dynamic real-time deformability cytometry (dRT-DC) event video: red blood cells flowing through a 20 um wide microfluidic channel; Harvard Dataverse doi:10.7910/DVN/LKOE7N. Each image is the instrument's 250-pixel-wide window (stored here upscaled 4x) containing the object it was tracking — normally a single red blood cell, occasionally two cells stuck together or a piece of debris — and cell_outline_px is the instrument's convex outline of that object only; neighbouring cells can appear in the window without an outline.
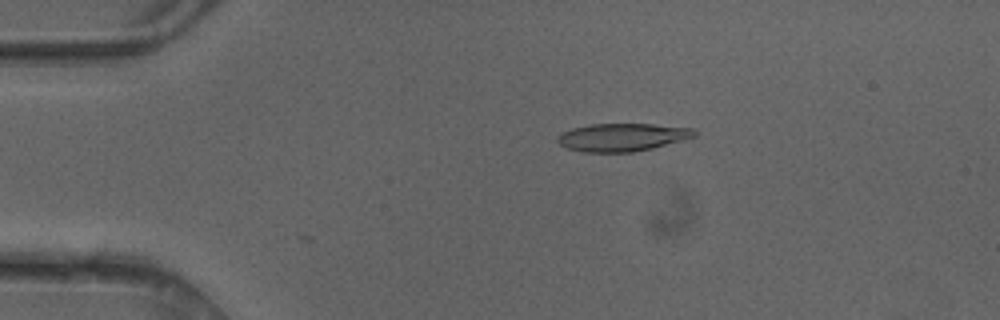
{"species": "common noctule bat (a hibernating species)", "species_latin": "Nyctalus noctula", "temperature_condition": "cold", "stored_images_in_passage": 35, "camera_frame_rate_fps": 3000, "um_per_image_px": 0.085, "animal": {"sex": "female"}, "frame": {"image": 1, "passage_image": 3, "time_ms": 0.667, "image_size_px": [1000, 320], "cell_outline_px": [[696, 136], [684, 140], [652, 148], [632, 152], [584, 152], [568, 148], [560, 144], [556, 140], [556, 136], [560, 132], [572, 128], [588, 124], [652, 124], [692, 128], [696, 132]], "centroid_in_image_um": [52.86, 11.66], "position_along_channel_um": 32.1, "area_um2": 22.31}}
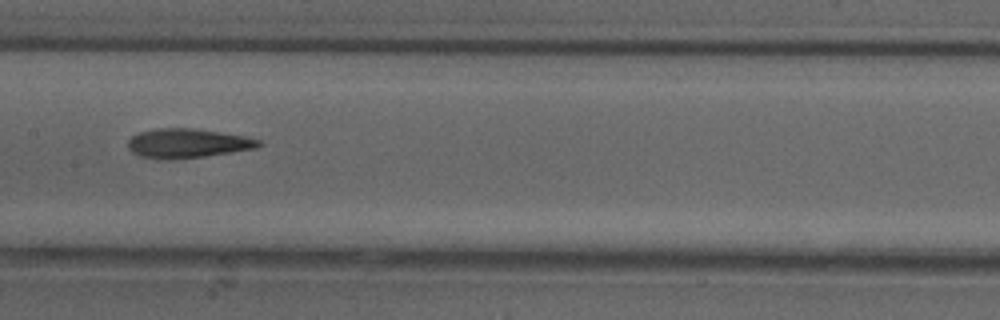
{"frame": {"image": 2, "passage_image": 18, "time_ms": 5.667, "image_size_px": [1000, 320], "cell_outline_px": [[264, 144], [256, 148], [232, 152], [204, 156], [172, 160], [168, 160], [140, 156], [132, 152], [128, 148], [128, 140], [132, 136], [140, 132], [156, 128], [192, 128], [220, 132], [244, 136], [260, 140]], "centroid_in_image_um": [15.94, 12.18], "position_along_channel_um": 191.5, "area_um2": 22.31}}
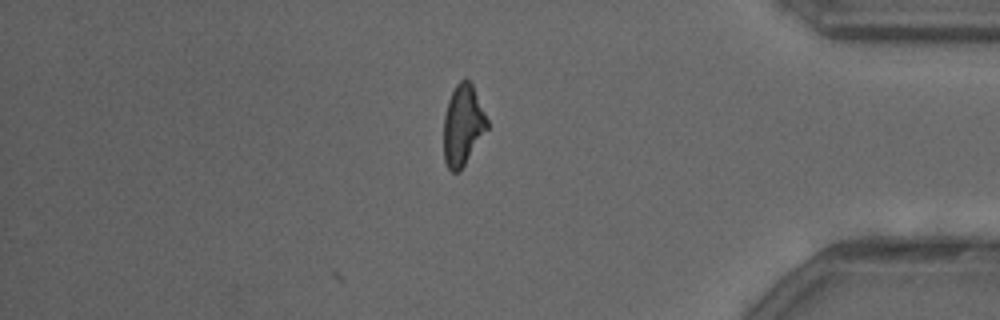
{"frame": {"image": 3, "passage_image": 35, "time_ms": 11.333, "image_size_px": [1000, 320], "cell_outline_px": [[488, 128], [460, 172], [452, 172], [448, 168], [444, 160], [444, 116], [448, 100], [456, 84], [464, 76], [472, 84], [488, 120]], "centroid_in_image_um": [39.34, 10.64], "position_along_channel_um": 395.9, "area_um2": 20.46}, "authors_computed_cell_mechanics": {"area_um2": 21.964, "velocity_mm_per_s": 4.1549, "shape_relaxation_time_tau1_ms": 5.1781, "shape_relaxation_time_tau2_ms": 2.787, "deformation_change_tau1": 0.1923, "deformation_change_tau2": 0.1383}}